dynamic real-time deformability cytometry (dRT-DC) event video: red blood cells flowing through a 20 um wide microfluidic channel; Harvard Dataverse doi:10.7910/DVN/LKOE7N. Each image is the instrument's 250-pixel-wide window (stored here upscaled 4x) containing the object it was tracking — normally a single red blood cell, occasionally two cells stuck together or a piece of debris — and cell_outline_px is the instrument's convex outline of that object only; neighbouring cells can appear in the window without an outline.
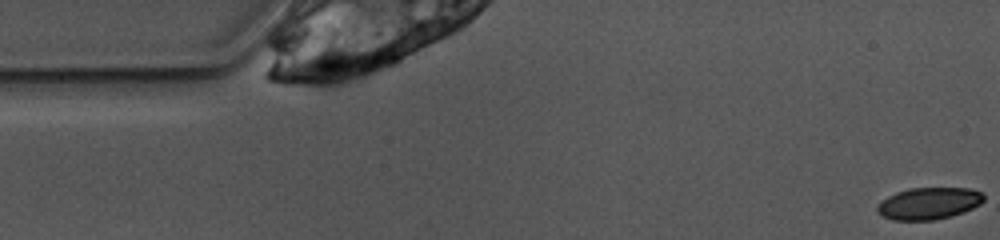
{"species": "common noctule bat (a hibernating species)", "species_latin": "Nyctalus noctula", "temperature_condition": "warm", "stored_images_in_passage": 1, "camera_frame_rate_fps": 3000, "um_per_image_px": 0.085, "animal": {"sex": "female", "body_mass_g": 10.0, "forearm_length_mm": 53.1}, "frame": {"image": 1, "passage_image": 1, "time_ms": 0.0, "image_size_px": [1000, 240], "cell_outline_px": [[984, 200], [980, 204], [964, 212], [952, 216], [932, 220], [892, 220], [876, 212], [876, 204], [880, 200], [896, 192], [908, 188], [968, 188], [984, 192]], "centroid_in_image_um": [78.93, 17.28], "position_along_channel_um": 6.1, "area_um2": 20.06}}